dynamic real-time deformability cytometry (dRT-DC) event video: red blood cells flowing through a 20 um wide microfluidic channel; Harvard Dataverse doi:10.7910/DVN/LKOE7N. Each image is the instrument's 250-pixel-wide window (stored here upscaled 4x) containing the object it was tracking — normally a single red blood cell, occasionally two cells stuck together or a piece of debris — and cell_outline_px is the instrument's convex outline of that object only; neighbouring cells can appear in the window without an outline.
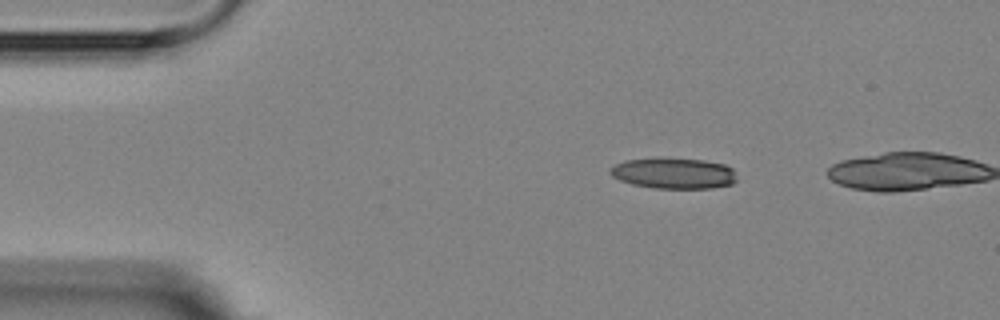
{"species": "Egyptian fruit bat (a non-hibernating species)", "species_latin": "Rousettus aegyptiacus", "temperature_condition": "room temperature", "stored_images_in_passage": 4, "camera_frame_rate_fps": 3000, "um_per_image_px": 0.085, "animal": {"sex": "female"}, "frame": {"image": 1, "passage_image": 1, "time_ms": 0.0, "image_size_px": [1000, 320], "cell_outline_px": [[736, 180], [732, 184], [712, 188], [652, 188], [632, 184], [620, 180], [612, 176], [608, 172], [608, 168], [624, 160], [704, 160], [724, 164], [732, 168], [736, 172]], "centroid_in_image_um": [57.28, 14.76], "position_along_channel_um": 27.7, "area_um2": 22.25}}